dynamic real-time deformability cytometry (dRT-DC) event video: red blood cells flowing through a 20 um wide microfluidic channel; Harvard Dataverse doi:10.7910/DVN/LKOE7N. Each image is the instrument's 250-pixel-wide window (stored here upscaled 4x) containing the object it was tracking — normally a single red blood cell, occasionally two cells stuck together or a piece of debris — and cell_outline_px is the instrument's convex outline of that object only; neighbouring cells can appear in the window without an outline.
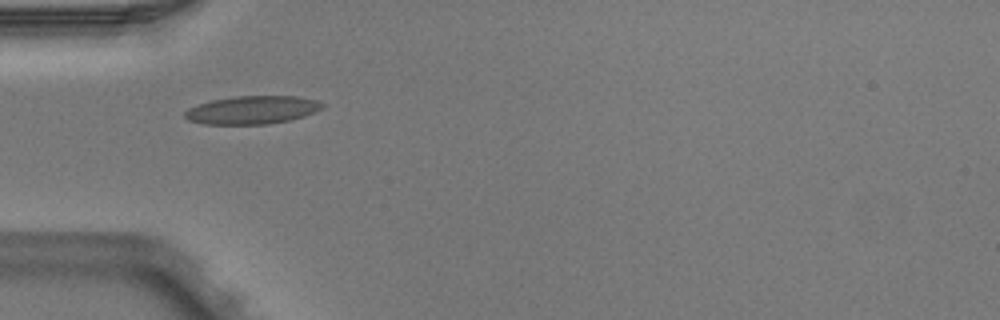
{"species": "Egyptian fruit bat (a non-hibernating species)", "species_latin": "Rousettus aegyptiacus", "temperature_condition": "warm", "stored_images_in_passage": 7, "camera_frame_rate_fps": 3000, "um_per_image_px": 0.085, "animal": {"sex": "male"}, "frame": {"image": 1, "passage_image": 4, "time_ms": 1.0, "image_size_px": [1000, 320], "cell_outline_px": [[324, 104], [320, 108], [304, 116], [288, 120], [268, 124], [204, 124], [188, 120], [184, 116], [184, 112], [188, 108], [212, 100], [236, 96], [296, 96], [316, 100]], "centroid_in_image_um": [21.4, 9.34], "position_along_channel_um": 63.6, "area_um2": 22.25}}
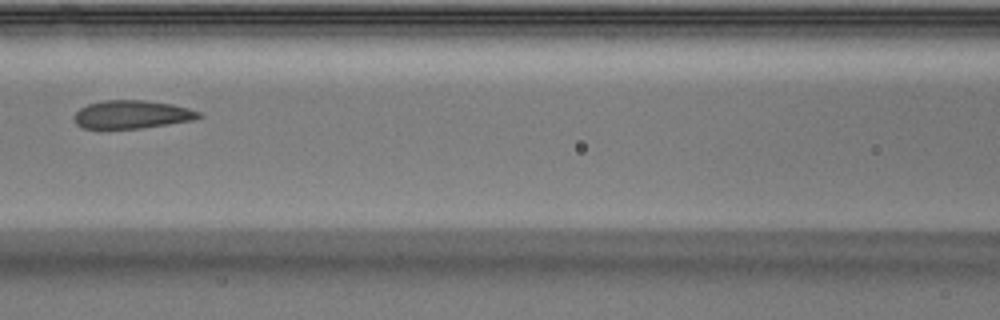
{"frame": {"image": 2, "passage_image": 6, "time_ms": 1.667, "image_size_px": [1000, 320], "cell_outline_px": [[204, 116], [192, 120], [168, 124], [140, 128], [84, 128], [76, 124], [72, 116], [80, 108], [88, 104], [104, 100], [144, 100], [172, 104], [188, 108], [200, 112]], "centroid_in_image_um": [11.2, 9.72], "position_along_channel_um": 155.4, "area_um2": 20.4}}
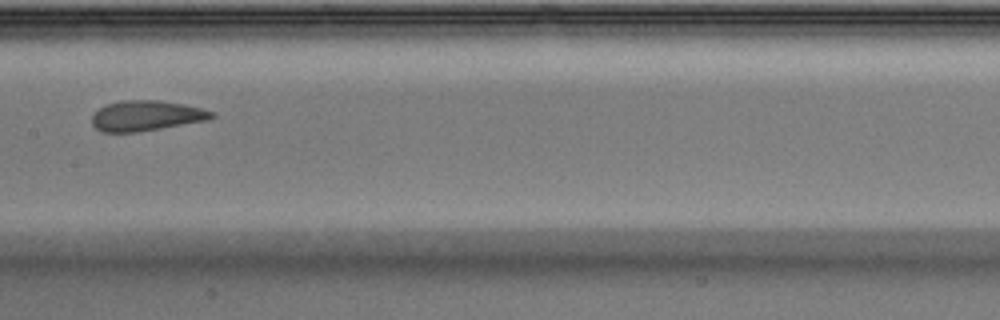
{"frame": {"image": 3, "passage_image": 7, "time_ms": 2.0, "image_size_px": [1000, 320], "cell_outline_px": [[216, 116], [208, 120], [140, 132], [100, 132], [92, 124], [92, 116], [100, 108], [108, 104], [120, 100], [160, 100], [184, 104], [200, 108], [212, 112]], "centroid_in_image_um": [12.43, 9.84], "position_along_channel_um": 195.0, "area_um2": 21.15}}